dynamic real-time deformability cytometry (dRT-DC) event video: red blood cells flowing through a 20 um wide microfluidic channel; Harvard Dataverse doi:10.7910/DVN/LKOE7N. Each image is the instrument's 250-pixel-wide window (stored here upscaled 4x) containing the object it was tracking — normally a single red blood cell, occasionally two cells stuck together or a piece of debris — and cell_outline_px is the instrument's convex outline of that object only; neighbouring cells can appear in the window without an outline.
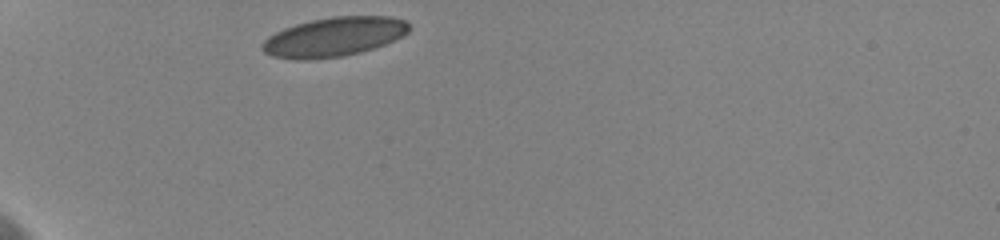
{"species": "human", "species_latin": "Homo sapiens", "temperature_condition": "cold", "stored_images_in_passage": 28, "camera_frame_rate_fps": 3000, "um_per_image_px": 0.085, "donor": {"sex": "female"}, "frame": {"image": 1, "passage_image": 1, "time_ms": 0.0, "image_size_px": [1000, 240], "cell_outline_px": [[412, 28], [404, 36], [384, 44], [360, 52], [344, 56], [304, 60], [300, 60], [272, 56], [264, 52], [260, 48], [260, 44], [268, 36], [284, 28], [296, 24], [312, 20], [332, 16], [392, 16], [404, 20]], "centroid_in_image_um": [28.38, 3.13], "position_along_channel_um": 56.6, "area_um2": 33.7}}
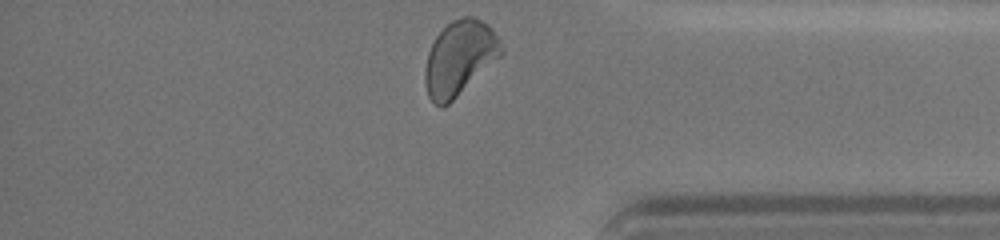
{"frame": {"image": 2, "passage_image": 28, "time_ms": 10.333, "image_size_px": [1000, 240], "cell_outline_px": [[504, 52], [500, 56], [448, 104], [440, 108], [428, 96], [424, 84], [424, 72], [428, 52], [436, 36], [452, 20], [464, 16], [472, 16], [484, 20], [492, 28], [500, 40], [504, 48]], "centroid_in_image_um": [39.06, 4.9], "position_along_channel_um": 396.1, "area_um2": 32.95}, "authors_computed_cell_mechanics": {"area_um2": 32.7148, "velocity_mm_per_s": 3.6107, "shape_relaxation_time_tau1_ms": 5.062, "shape_relaxation_time_tau2_ms": 1.7368, "deformation_change_tau1": 0.1117, "deformation_change_tau2": 0.0555}}